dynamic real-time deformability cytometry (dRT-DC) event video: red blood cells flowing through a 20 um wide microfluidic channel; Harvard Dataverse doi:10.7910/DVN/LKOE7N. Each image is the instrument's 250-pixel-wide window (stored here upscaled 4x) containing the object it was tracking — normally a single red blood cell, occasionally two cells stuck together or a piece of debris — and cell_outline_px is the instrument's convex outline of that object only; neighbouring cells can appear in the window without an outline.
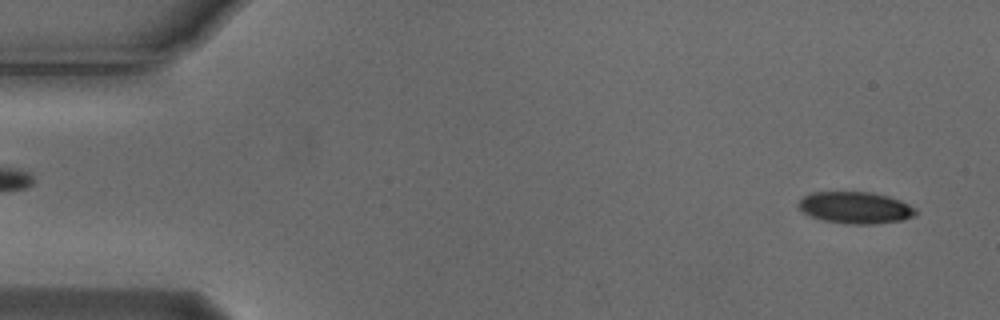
{"species": "Egyptian fruit bat (a non-hibernating species)", "species_latin": "Rousettus aegyptiacus", "temperature_condition": "cold", "stored_images_in_passage": 54, "camera_frame_rate_fps": 3000, "um_per_image_px": 0.085, "animal": {"sex": "male"}, "frame": {"image": 1, "passage_image": 2, "time_ms": 0.333, "image_size_px": [1000, 320], "cell_outline_px": [[916, 212], [912, 216], [900, 220], [872, 224], [844, 224], [824, 220], [812, 216], [804, 212], [800, 208], [800, 200], [804, 196], [812, 192], [872, 192], [888, 196], [900, 200], [916, 208]], "centroid_in_image_um": [72.72, 17.64], "position_along_channel_um": 12.3, "area_um2": 21.39}}
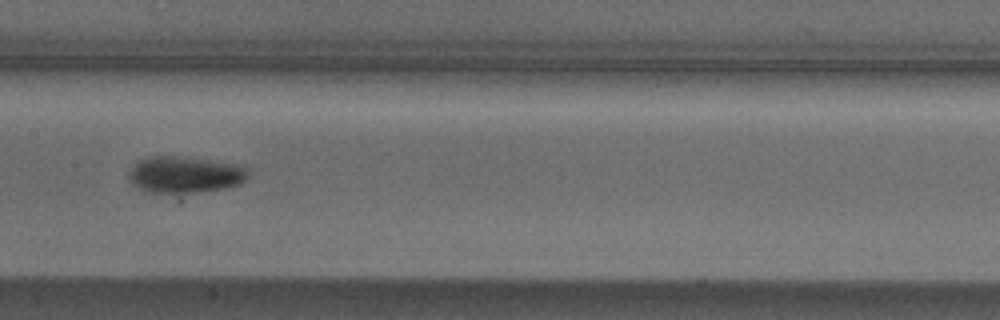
{"frame": {"image": 2, "passage_image": 26, "time_ms": 8.333, "image_size_px": [1000, 320], "cell_outline_px": [[248, 176], [240, 184], [224, 188], [196, 192], [144, 192], [132, 184], [128, 176], [128, 172], [140, 160], [148, 156], [176, 156], [204, 160], [228, 164], [244, 168]], "centroid_in_image_um": [15.62, 14.86], "position_along_channel_um": 191.8, "area_um2": 24.68}}
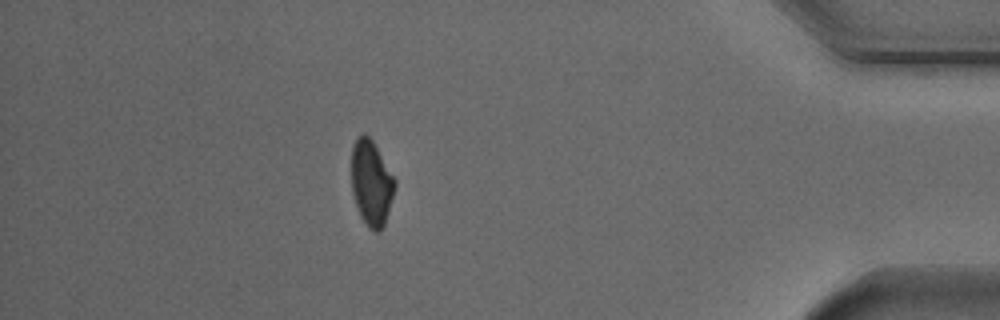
{"frame": {"image": 3, "passage_image": 47, "time_ms": 15.333, "image_size_px": [1000, 320], "cell_outline_px": [[396, 184], [384, 224], [380, 232], [376, 232], [368, 228], [360, 216], [352, 192], [352, 148], [356, 140], [364, 132], [372, 140], [396, 180]], "centroid_in_image_um": [31.56, 15.57], "position_along_channel_um": 403.6, "area_um2": 21.27}, "authors_computed_cell_mechanics": {"area_um2": 22.6287, "velocity_mm_per_s": 3.7239, "shape_relaxation_time_tau1_ms": 2.4777, "shape_relaxation_time_tau2_ms": null, "deformation_change_tau1": 0.1112, "deformation_change_tau2": null}}